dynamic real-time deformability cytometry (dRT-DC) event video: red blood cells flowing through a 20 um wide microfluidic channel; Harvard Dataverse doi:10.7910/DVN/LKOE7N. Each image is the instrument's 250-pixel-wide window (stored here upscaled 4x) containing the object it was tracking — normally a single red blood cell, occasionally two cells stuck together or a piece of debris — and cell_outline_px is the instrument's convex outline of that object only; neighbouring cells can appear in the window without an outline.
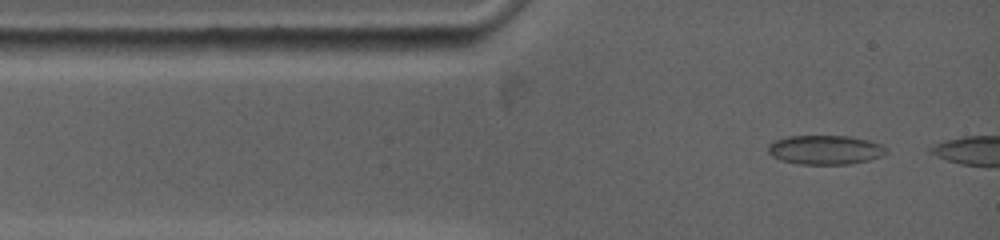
{"species": "common noctule bat (a hibernating species)", "species_latin": "Nyctalus noctula", "temperature_condition": "warm", "stored_images_in_passage": 11, "camera_frame_rate_fps": 5000, "um_per_image_px": 0.085, "animal": {"sex": "female", "body_mass_g": 19.0, "forearm_length_mm": 53.3}, "frame": {"image": 1, "passage_image": 4, "time_ms": 0.6, "image_size_px": [1000, 240], "cell_outline_px": [[888, 152], [880, 156], [868, 160], [848, 164], [800, 164], [784, 160], [772, 156], [768, 152], [768, 144], [776, 140], [788, 136], [848, 136], [868, 140], [880, 144], [888, 148]], "centroid_in_image_um": [70.15, 12.73], "position_along_channel_um": 14.8, "area_um2": 19.94}}